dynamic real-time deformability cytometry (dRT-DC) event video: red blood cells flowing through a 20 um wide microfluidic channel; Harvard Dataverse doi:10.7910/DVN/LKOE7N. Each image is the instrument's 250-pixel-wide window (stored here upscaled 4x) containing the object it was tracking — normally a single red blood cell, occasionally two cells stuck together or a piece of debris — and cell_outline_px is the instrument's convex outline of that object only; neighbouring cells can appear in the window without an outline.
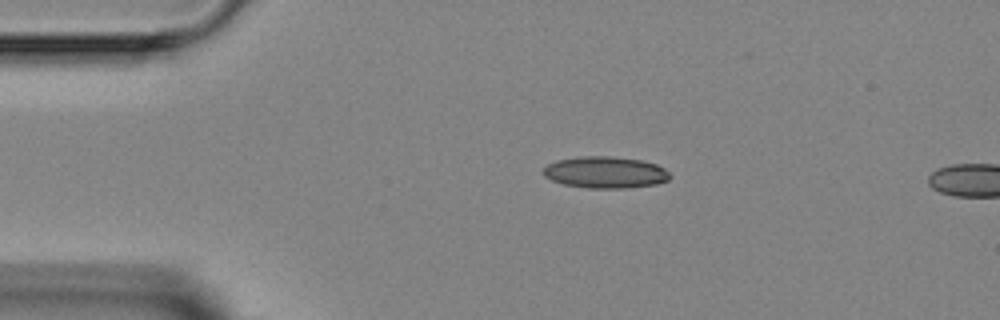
{"species": "Egyptian fruit bat (a non-hibernating species)", "species_latin": "Rousettus aegyptiacus", "temperature_condition": "room temperature", "stored_images_in_passage": 3, "camera_frame_rate_fps": 3000, "um_per_image_px": 0.085, "animal": {"sex": "female"}, "frame": {"image": 1, "passage_image": 2, "time_ms": 1.667, "image_size_px": [1000, 320], "cell_outline_px": [[672, 176], [668, 180], [656, 184], [628, 188], [588, 188], [564, 184], [552, 180], [544, 176], [544, 168], [548, 164], [556, 160], [584, 156], [612, 156], [640, 160], [656, 164], [664, 168]], "centroid_in_image_um": [51.47, 14.65], "position_along_channel_um": 33.5, "area_um2": 23.29}}